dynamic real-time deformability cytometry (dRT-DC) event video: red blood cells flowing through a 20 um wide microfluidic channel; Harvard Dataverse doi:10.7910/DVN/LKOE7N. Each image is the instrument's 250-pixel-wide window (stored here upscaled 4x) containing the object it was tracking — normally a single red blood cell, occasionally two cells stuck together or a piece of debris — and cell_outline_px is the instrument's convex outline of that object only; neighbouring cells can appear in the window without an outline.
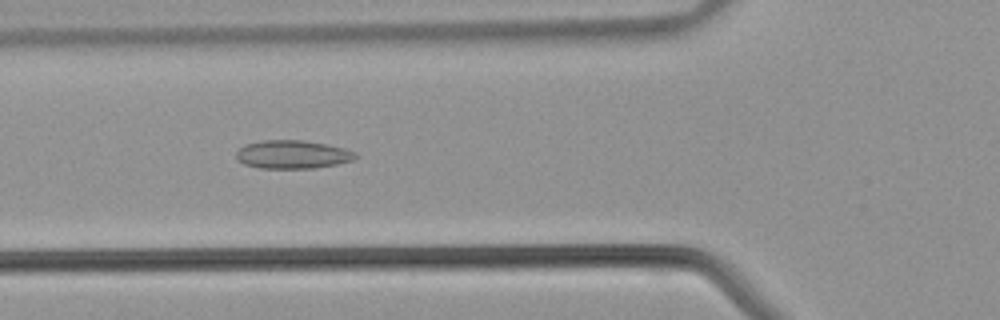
{"species": "common noctule bat (a hibernating species)", "species_latin": "Nyctalus noctula", "temperature_condition": "warm", "stored_images_in_passage": 41, "camera_frame_rate_fps": 3000, "um_per_image_px": 0.085, "animal": {"sex": "male", "body_mass_g": 21.5, "forearm_length_mm": 52.0}, "frame": {"image": 1, "passage_image": 15, "time_ms": 4.667, "image_size_px": [1000, 320], "cell_outline_px": [[360, 156], [352, 160], [336, 164], [316, 168], [260, 168], [244, 164], [236, 160], [236, 152], [240, 148], [248, 144], [264, 140], [300, 140], [324, 144], [344, 148]], "centroid_in_image_um": [24.84, 13.14], "position_along_channel_um": 101.0, "area_um2": 19.48}}
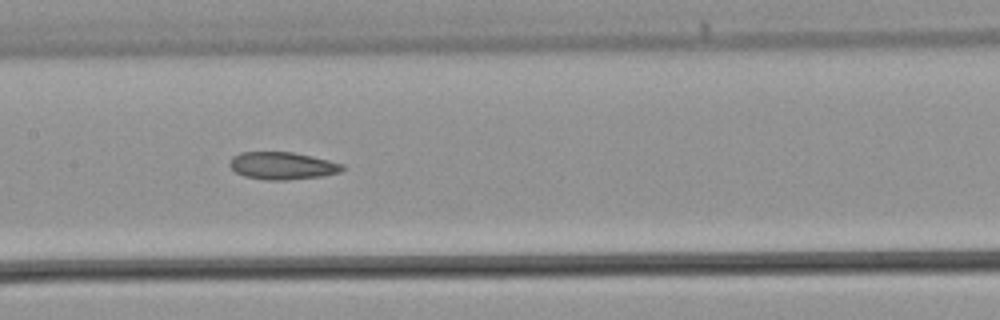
{"frame": {"image": 2, "passage_image": 20, "time_ms": 6.333, "image_size_px": [1000, 320], "cell_outline_px": [[344, 168], [340, 172], [324, 176], [284, 180], [268, 180], [244, 176], [236, 172], [228, 164], [232, 156], [240, 152], [292, 152], [328, 160], [344, 164]], "centroid_in_image_um": [23.99, 14.09], "position_along_channel_um": 183.4, "area_um2": 17.98}}
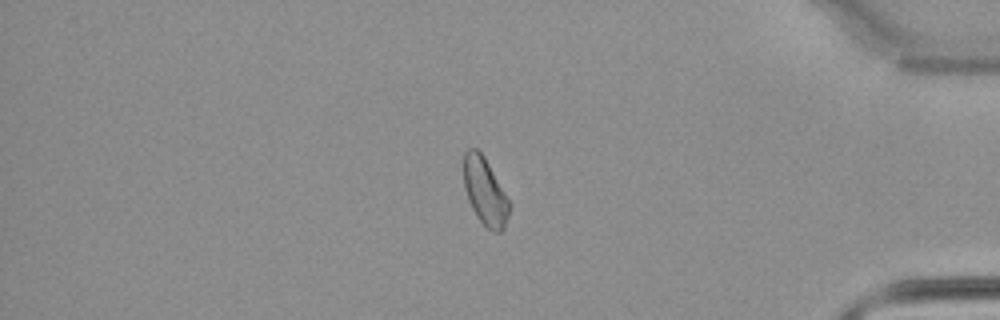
{"frame": {"image": 3, "passage_image": 35, "time_ms": 11.333, "image_size_px": [1000, 320], "cell_outline_px": [[508, 216], [504, 228], [500, 232], [496, 232], [488, 228], [476, 216], [468, 200], [464, 188], [464, 152], [468, 148], [476, 148], [484, 156], [508, 200]], "centroid_in_image_um": [41.18, 16.26], "position_along_channel_um": 394.0, "area_um2": 17.4}}